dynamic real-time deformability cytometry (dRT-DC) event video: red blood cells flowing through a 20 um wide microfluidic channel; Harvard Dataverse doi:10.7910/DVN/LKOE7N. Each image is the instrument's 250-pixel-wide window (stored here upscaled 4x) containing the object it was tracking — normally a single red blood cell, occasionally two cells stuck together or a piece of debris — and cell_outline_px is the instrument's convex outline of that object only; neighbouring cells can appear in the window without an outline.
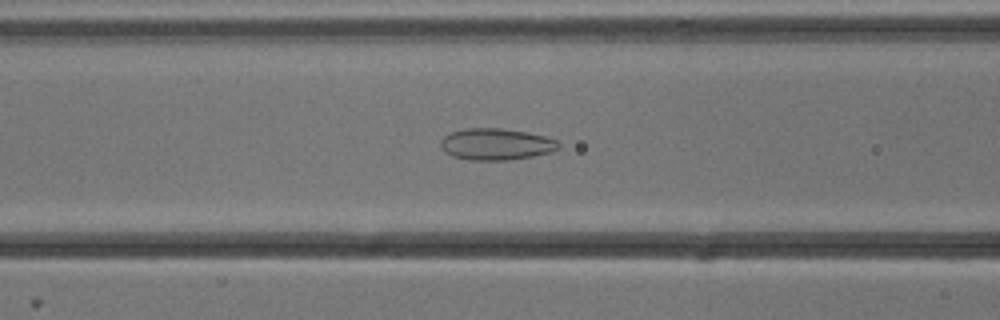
{"species": "common noctule bat (a hibernating species)", "species_latin": "Nyctalus noctula", "temperature_condition": "cold", "stored_images_in_passage": 53, "camera_frame_rate_fps": 3000, "um_per_image_px": 0.085, "animal": {"sex": "male", "body_mass_g": 13.3}, "frame": {"image": 1, "passage_image": 21, "time_ms": 6.667, "image_size_px": [1000, 320], "cell_outline_px": [[560, 148], [552, 152], [532, 156], [508, 160], [468, 160], [452, 156], [444, 152], [440, 144], [440, 140], [444, 136], [452, 132], [464, 128], [500, 128], [528, 132], [544, 136], [556, 140], [560, 144]], "centroid_in_image_um": [42.16, 12.26], "position_along_channel_um": 124.4, "area_um2": 21.85}}
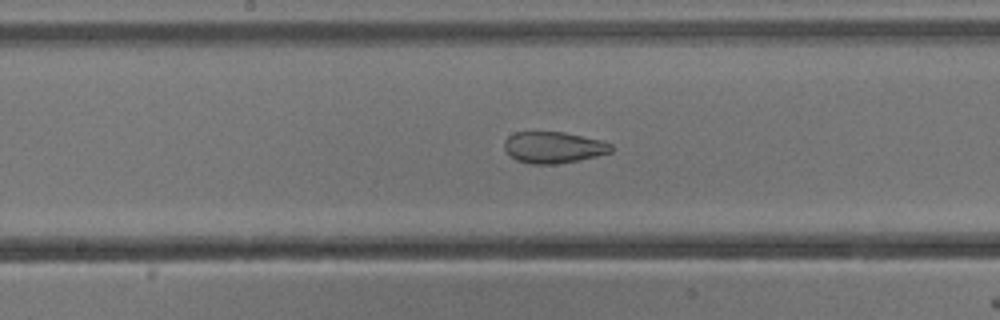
{"frame": {"image": 2, "passage_image": 27, "time_ms": 8.667, "image_size_px": [1000, 320], "cell_outline_px": [[612, 152], [596, 156], [556, 164], [528, 164], [516, 160], [504, 148], [504, 140], [508, 136], [516, 132], [564, 132], [600, 140], [612, 144]], "centroid_in_image_um": [47.03, 12.53], "position_along_channel_um": 201.2, "area_um2": 19.42}}
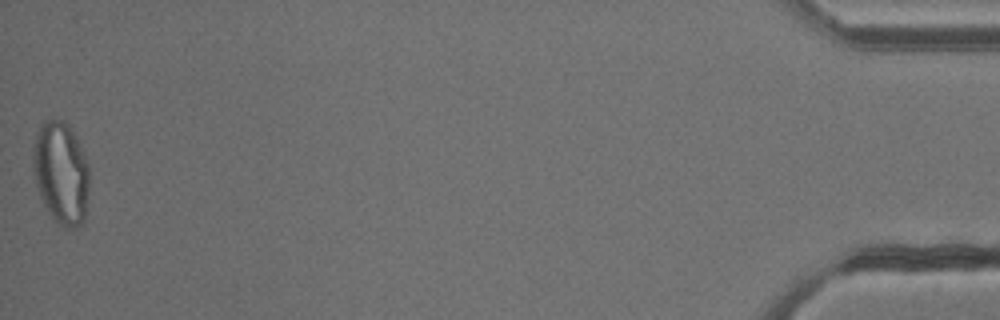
{"frame": {"image": 3, "passage_image": 53, "time_ms": 17.333, "image_size_px": [1000, 320], "cell_outline_px": [[88, 192], [84, 220], [80, 224], [72, 228], [60, 228], [48, 212], [40, 196], [36, 184], [32, 168], [32, 148], [36, 132], [40, 124], [44, 120], [64, 120], [68, 124], [76, 136], [88, 164]], "centroid_in_image_um": [5.16, 14.68], "position_along_channel_um": 430.0, "area_um2": 33.99}, "authors_computed_cell_mechanics": {"area_um2": 27.1082, "velocity_mm_per_s": 3.8179, "shape_relaxation_time_tau1_ms": null, "shape_relaxation_time_tau2_ms": 1.5262, "deformation_change_tau1": null, "deformation_change_tau2": 0.081}}